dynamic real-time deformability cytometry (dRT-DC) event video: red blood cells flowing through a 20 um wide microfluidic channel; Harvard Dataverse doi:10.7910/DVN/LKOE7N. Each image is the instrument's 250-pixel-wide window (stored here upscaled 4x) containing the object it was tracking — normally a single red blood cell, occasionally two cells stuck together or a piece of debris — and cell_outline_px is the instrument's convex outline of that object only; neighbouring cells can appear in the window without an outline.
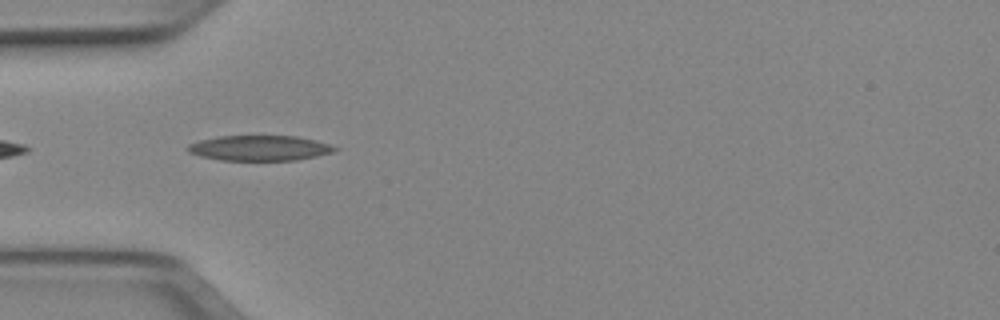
{"species": "Egyptian fruit bat (a non-hibernating species)", "species_latin": "Rousettus aegyptiacus", "temperature_condition": "cold", "stored_images_in_passage": 7, "camera_frame_rate_fps": 3000, "um_per_image_px": 0.085, "animal": {"sex": "female"}, "frame": {"image": 1, "passage_image": 1, "time_ms": 0.0, "image_size_px": [1000, 320], "cell_outline_px": [[336, 148], [332, 152], [316, 156], [296, 160], [220, 160], [200, 156], [188, 152], [184, 148], [188, 144], [200, 140], [216, 136], [296, 136], [316, 140], [328, 144]], "centroid_in_image_um": [21.99, 12.58], "position_along_channel_um": 63.0, "area_um2": 21.56}}
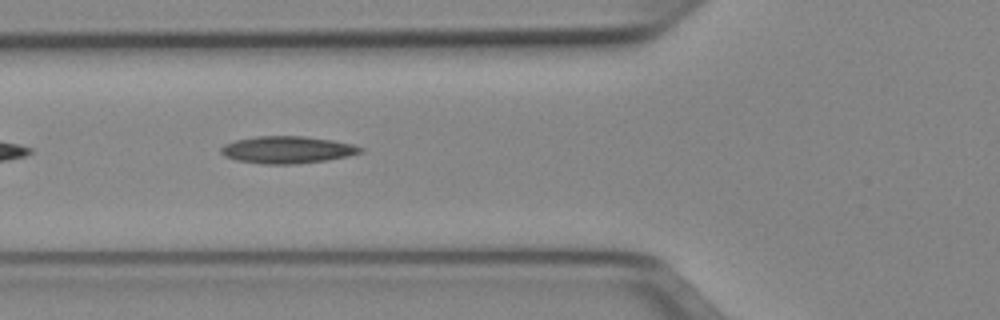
{"frame": {"image": 2, "passage_image": 4, "time_ms": 1.0, "image_size_px": [1000, 320], "cell_outline_px": [[364, 152], [348, 156], [324, 160], [296, 164], [264, 164], [236, 160], [224, 156], [220, 152], [220, 148], [224, 144], [236, 140], [256, 136], [304, 136], [332, 140], [352, 144], [364, 148]], "centroid_in_image_um": [24.41, 12.73], "position_along_channel_um": 101.4, "area_um2": 22.08}}